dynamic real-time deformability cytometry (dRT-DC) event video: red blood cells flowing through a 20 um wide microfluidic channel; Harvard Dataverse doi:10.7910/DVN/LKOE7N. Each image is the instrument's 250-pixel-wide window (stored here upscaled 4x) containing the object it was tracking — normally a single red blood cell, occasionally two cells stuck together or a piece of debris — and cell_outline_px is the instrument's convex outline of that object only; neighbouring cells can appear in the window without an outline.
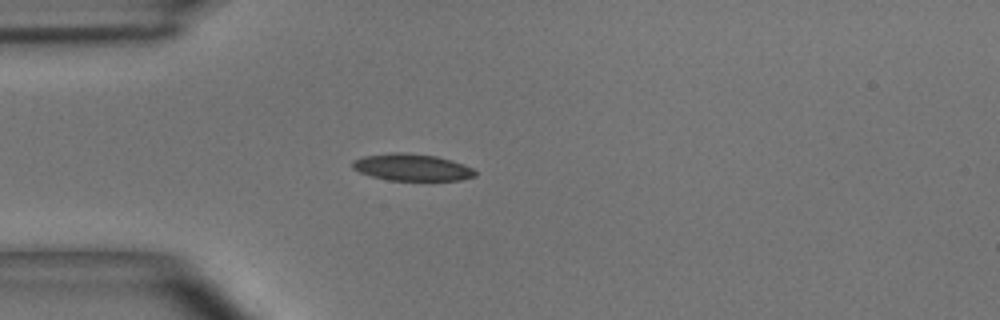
{"species": "common noctule bat (a hibernating species)", "species_latin": "Nyctalus noctula", "temperature_condition": "room temperature", "stored_images_in_passage": 37, "camera_frame_rate_fps": 3000, "um_per_image_px": 0.085, "animal": {"sex": "male", "body_mass_g": 15.6}, "frame": {"image": 1, "passage_image": 1, "time_ms": 0.0, "image_size_px": [1000, 320], "cell_outline_px": [[476, 176], [460, 180], [388, 180], [372, 176], [360, 172], [352, 168], [352, 160], [364, 156], [392, 152], [404, 152], [436, 156], [452, 160], [464, 164], [472, 168], [476, 172]], "centroid_in_image_um": [35.01, 14.21], "position_along_channel_um": 50.0, "area_um2": 19.25}}
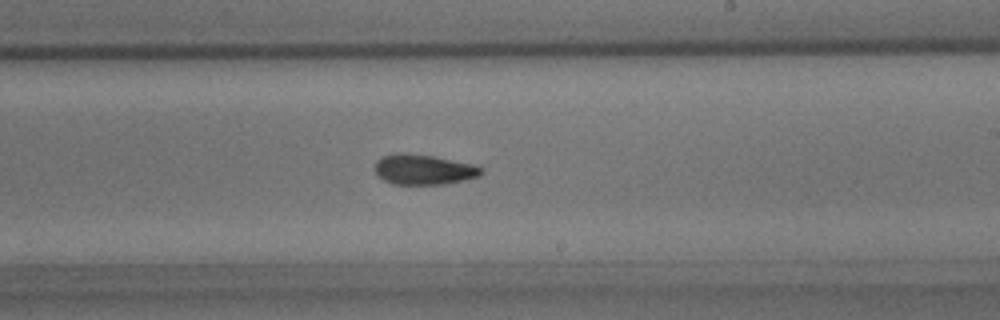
{"frame": {"image": 2, "passage_image": 17, "time_ms": 5.333, "image_size_px": [1000, 320], "cell_outline_px": [[484, 172], [480, 176], [464, 180], [444, 184], [392, 184], [384, 180], [376, 172], [376, 160], [384, 156], [408, 152], [432, 156], [476, 164], [484, 168]], "centroid_in_image_um": [36.08, 14.41], "position_along_channel_um": 252.9, "area_um2": 18.73}}
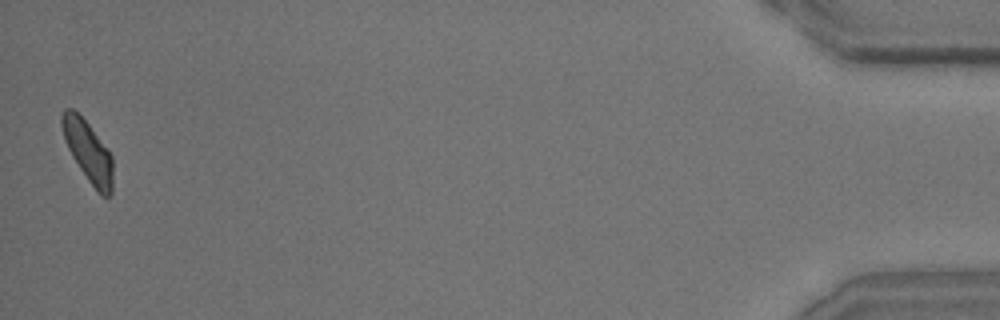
{"frame": {"image": 3, "passage_image": 37, "time_ms": 12.0, "image_size_px": [1000, 320], "cell_outline_px": [[112, 192], [108, 196], [104, 196], [88, 180], [72, 156], [64, 140], [60, 124], [60, 116], [64, 108], [72, 108], [88, 124], [108, 148], [112, 156]], "centroid_in_image_um": [7.46, 12.81], "position_along_channel_um": 427.7, "area_um2": 17.86}, "authors_computed_cell_mechanics": {"area_um2": 18.6694, "velocity_mm_per_s": 3.9823, "shape_relaxation_time_tau1_ms": 5.2755, "shape_relaxation_time_tau2_ms": 1.4834, "deformation_change_tau1": 0.1581, "deformation_change_tau2": 0.0792}}